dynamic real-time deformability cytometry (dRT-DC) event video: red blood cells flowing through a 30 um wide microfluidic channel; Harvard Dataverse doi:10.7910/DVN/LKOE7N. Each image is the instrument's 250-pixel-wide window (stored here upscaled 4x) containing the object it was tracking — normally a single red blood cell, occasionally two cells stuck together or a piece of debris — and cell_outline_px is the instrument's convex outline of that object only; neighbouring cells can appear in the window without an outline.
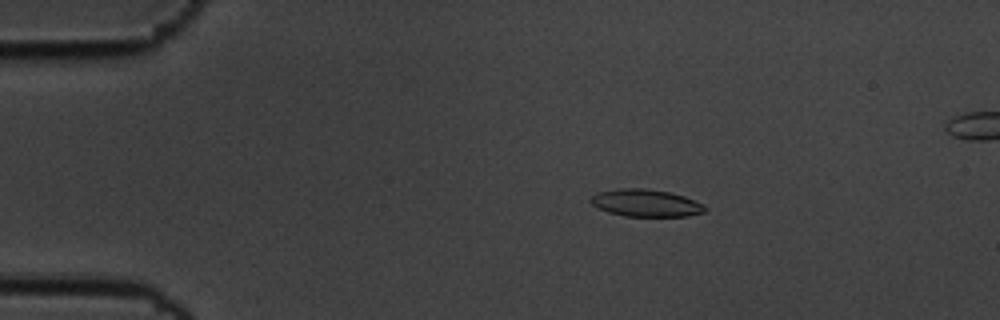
{"species": "common noctule bat (a hibernating species)", "species_latin": "Nyctalus noctula", "temperature_condition": "cold", "stored_images_in_passage": 48, "camera_frame_rate_fps": 3000, "um_per_image_px": 0.085, "animal": {"sex": "male", "body_mass_g": 19.5, "forearm_length_mm": 54.6}, "frame": {"image": 1, "passage_image": 1, "time_ms": 0.0, "image_size_px": [1000, 320], "cell_outline_px": [[708, 208], [704, 212], [688, 216], [624, 216], [608, 212], [592, 204], [588, 200], [596, 192], [616, 188], [644, 188], [668, 192], [684, 196], [704, 204]], "centroid_in_image_um": [54.89, 17.25], "position_along_channel_um": 30.1, "area_um2": 18.26}}
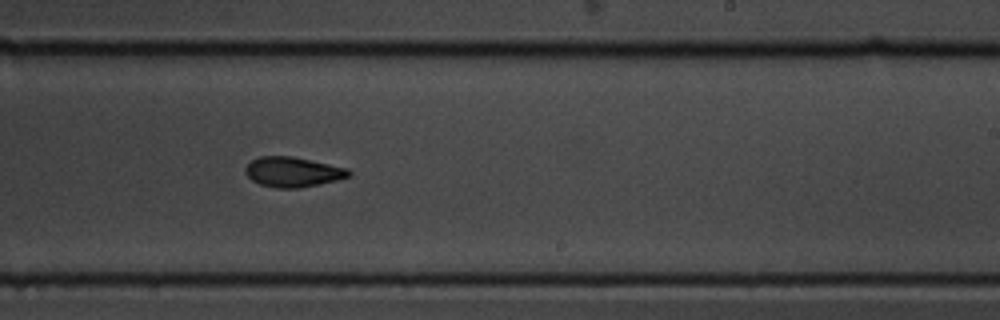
{"frame": {"image": 2, "passage_image": 26, "time_ms": 8.333, "image_size_px": [1000, 320], "cell_outline_px": [[352, 176], [320, 184], [300, 188], [276, 188], [260, 184], [252, 180], [244, 172], [244, 168], [252, 160], [260, 156], [292, 156], [348, 168], [352, 172]], "centroid_in_image_um": [24.9, 14.62], "position_along_channel_um": 264.1, "area_um2": 18.15}}
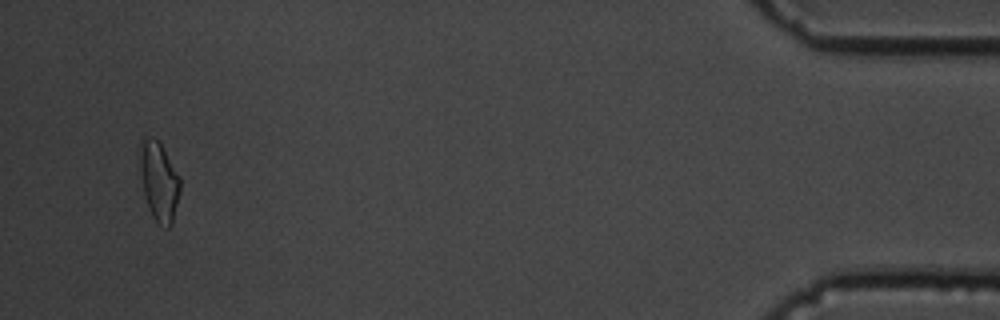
{"frame": {"image": 3, "passage_image": 46, "time_ms": 15.0, "image_size_px": [1000, 320], "cell_outline_px": [[180, 192], [172, 224], [168, 228], [164, 228], [152, 216], [148, 208], [144, 196], [140, 168], [140, 140], [144, 136], [148, 136], [156, 140], [160, 144], [180, 176]], "centroid_in_image_um": [13.51, 15.43], "position_along_channel_um": 421.7, "area_um2": 18.5}}